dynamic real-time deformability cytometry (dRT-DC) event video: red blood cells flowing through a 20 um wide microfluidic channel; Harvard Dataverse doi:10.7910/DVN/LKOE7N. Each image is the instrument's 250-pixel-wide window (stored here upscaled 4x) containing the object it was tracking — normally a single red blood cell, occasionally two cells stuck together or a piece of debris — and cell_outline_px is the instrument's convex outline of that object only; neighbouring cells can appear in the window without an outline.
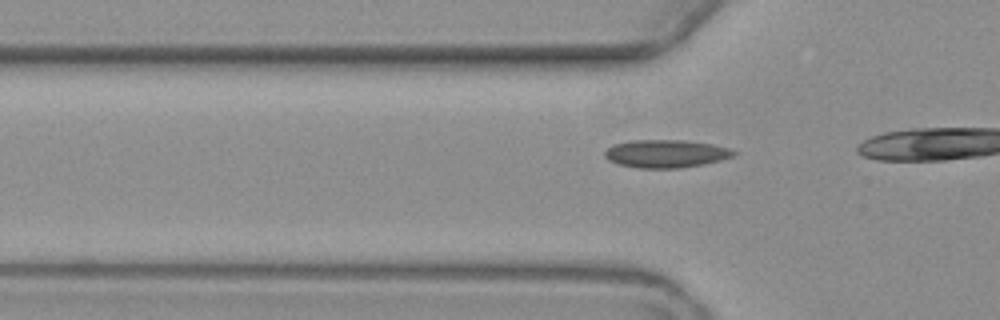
{"species": "common noctule bat (a hibernating species)", "species_latin": "Nyctalus noctula", "temperature_condition": "warm", "stored_images_in_passage": 6, "segment_of_instrument_passage": [2, 2], "camera_frame_rate_fps": 3000, "um_per_image_px": 0.085, "animal": {"sex": "female", "body_mass_g": 19.3, "forearm_length_mm": 54.1}, "frame": {"image": 1, "passage_image": 6, "time_ms": 6.0, "image_size_px": [1000, 320], "cell_outline_px": [[736, 156], [720, 160], [680, 168], [640, 168], [620, 164], [608, 160], [604, 156], [604, 152], [612, 144], [628, 140], [684, 140], [712, 144], [728, 148], [736, 152]], "centroid_in_image_um": [56.57, 13.05], "position_along_channel_um": 69.2, "area_um2": 20.92}}